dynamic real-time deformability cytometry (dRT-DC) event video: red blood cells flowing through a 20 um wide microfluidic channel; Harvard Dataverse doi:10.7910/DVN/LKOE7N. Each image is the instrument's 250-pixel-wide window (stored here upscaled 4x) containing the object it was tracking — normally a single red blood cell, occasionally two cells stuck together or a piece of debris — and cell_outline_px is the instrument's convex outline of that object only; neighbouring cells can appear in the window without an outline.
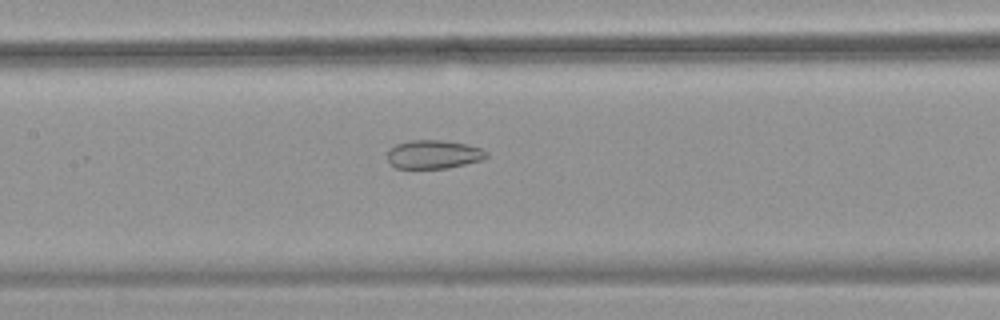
{"species": "common noctule bat (a hibernating species)", "species_latin": "Nyctalus noctula", "temperature_condition": "warm", "stored_images_in_passage": 55, "camera_frame_rate_fps": 3000, "um_per_image_px": 0.085, "animal": {"sex": "female", "body_mass_g": 18.4}, "frame": {"image": 1, "passage_image": 27, "time_ms": 8.667, "image_size_px": [1000, 320], "cell_outline_px": [[488, 156], [480, 160], [448, 168], [396, 168], [388, 160], [388, 148], [396, 144], [412, 140], [440, 140], [468, 144], [480, 148], [488, 152]], "centroid_in_image_um": [36.84, 13.11], "position_along_channel_um": 170.6, "area_um2": 16.42}}
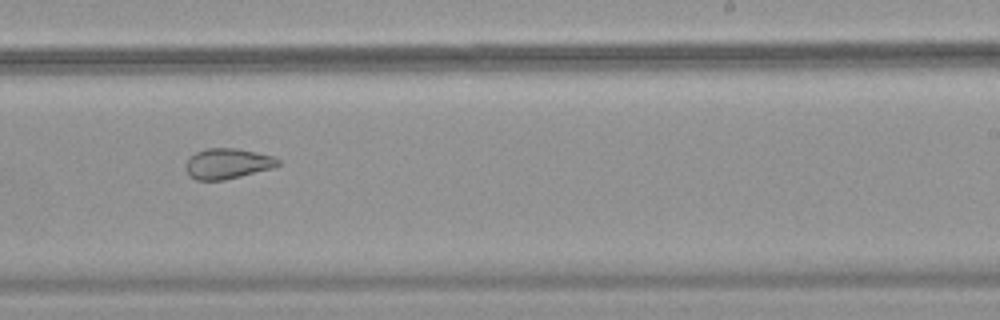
{"frame": {"image": 2, "passage_image": 35, "time_ms": 11.333, "image_size_px": [1000, 320], "cell_outline_px": [[280, 164], [276, 168], [224, 180], [196, 180], [188, 176], [184, 168], [188, 160], [196, 152], [204, 148], [236, 148], [256, 152], [272, 156], [280, 160]], "centroid_in_image_um": [19.35, 13.92], "position_along_channel_um": 269.7, "area_um2": 16.59}}
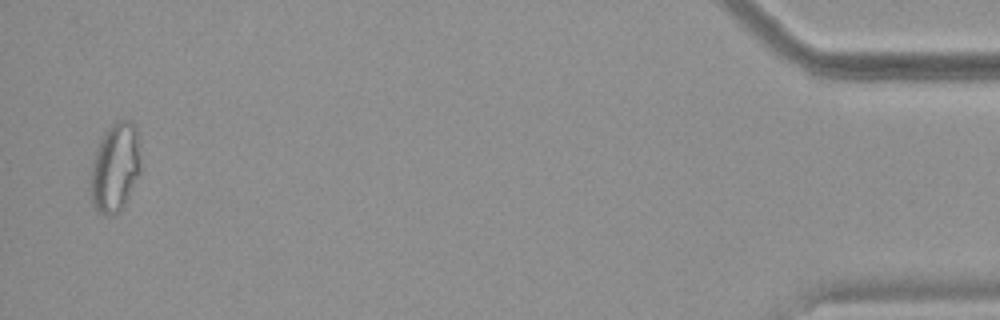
{"frame": {"image": 3, "passage_image": 54, "time_ms": 17.667, "image_size_px": [1000, 320], "cell_outline_px": [[140, 172], [120, 212], [112, 216], [104, 216], [96, 212], [92, 204], [88, 188], [92, 160], [96, 148], [104, 132], [112, 124], [120, 120], [128, 120], [136, 128], [140, 144]], "centroid_in_image_um": [9.74, 14.29], "position_along_channel_um": 425.5, "area_um2": 26.59}, "authors_computed_cell_mechanics": {"area_um2": 23.12, "velocity_mm_per_s": 3.7328, "shape_relaxation_time_tau1_ms": null, "shape_relaxation_time_tau2_ms": 2.3642, "deformation_change_tau1": null, "deformation_change_tau2": 0.0899}}